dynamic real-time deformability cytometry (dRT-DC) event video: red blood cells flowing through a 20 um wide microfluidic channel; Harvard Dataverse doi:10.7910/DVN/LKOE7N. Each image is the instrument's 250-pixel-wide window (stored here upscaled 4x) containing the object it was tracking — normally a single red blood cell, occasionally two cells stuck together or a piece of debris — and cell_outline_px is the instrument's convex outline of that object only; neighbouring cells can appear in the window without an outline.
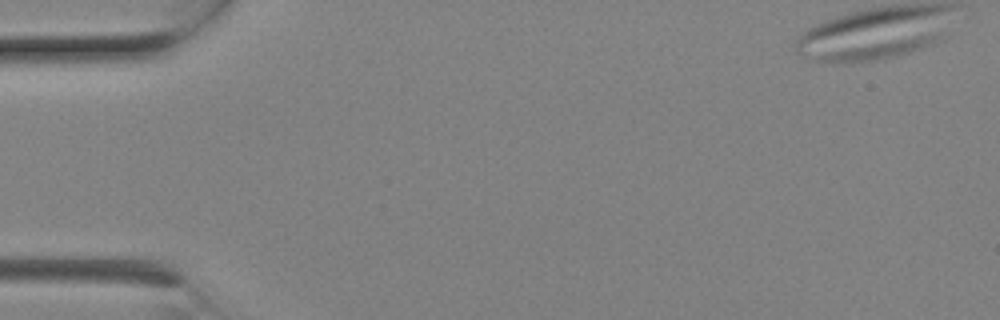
{"species": "Egyptian fruit bat (a non-hibernating species)", "species_latin": "Rousettus aegyptiacus", "temperature_condition": "room temperature", "stored_images_in_passage": 5, "camera_frame_rate_fps": 3000, "um_per_image_px": 0.085, "animal": {"sex": "female"}, "frame": {"image": 1, "passage_image": 1, "time_ms": 0.0, "image_size_px": [1000, 320], "cell_outline_px": [[944, 40], [912, 52], [876, 60], [844, 64], [832, 64], [816, 60], [816, 56], [824, 52], [840, 48], [932, 32], [940, 36]], "centroid_in_image_um": [74.72, 4.2], "position_along_channel_um": 10.3, "area_um2": 13.7}}